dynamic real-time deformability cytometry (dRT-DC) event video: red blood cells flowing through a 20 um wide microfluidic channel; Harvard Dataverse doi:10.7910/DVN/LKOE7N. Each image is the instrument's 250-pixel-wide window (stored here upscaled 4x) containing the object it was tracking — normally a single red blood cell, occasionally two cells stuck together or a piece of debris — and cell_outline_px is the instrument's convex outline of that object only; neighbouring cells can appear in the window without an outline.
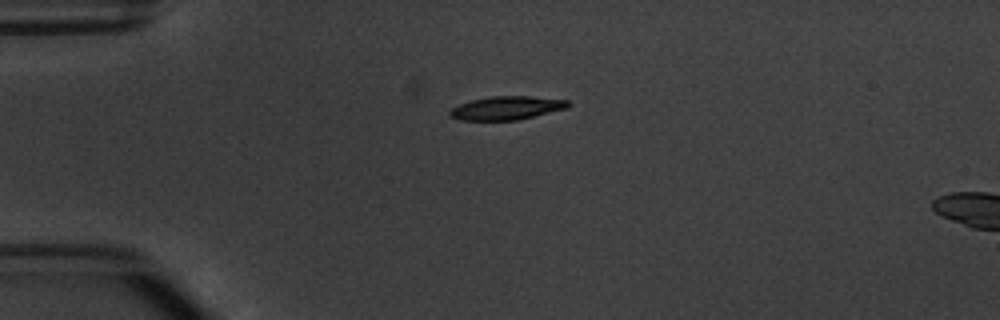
{"species": "common noctule bat (a hibernating species)", "species_latin": "Nyctalus noctula", "temperature_condition": "warm", "stored_images_in_passage": 2, "segment_of_instrument_passage": [1, 2], "camera_frame_rate_fps": 3000, "um_per_image_px": 0.085, "animal": {"sex": "male", "body_mass_g": 20.1, "forearm_length_mm": 53.5}, "frame": {"image": 1, "passage_image": 1, "time_ms": 0.0, "image_size_px": [1000, 320], "cell_outline_px": [[572, 104], [568, 108], [516, 120], [460, 120], [448, 116], [448, 112], [452, 108], [460, 104], [472, 100], [492, 96], [528, 96], [568, 100]], "centroid_in_image_um": [43.06, 9.18], "position_along_channel_um": 41.9, "area_um2": 16.13}}